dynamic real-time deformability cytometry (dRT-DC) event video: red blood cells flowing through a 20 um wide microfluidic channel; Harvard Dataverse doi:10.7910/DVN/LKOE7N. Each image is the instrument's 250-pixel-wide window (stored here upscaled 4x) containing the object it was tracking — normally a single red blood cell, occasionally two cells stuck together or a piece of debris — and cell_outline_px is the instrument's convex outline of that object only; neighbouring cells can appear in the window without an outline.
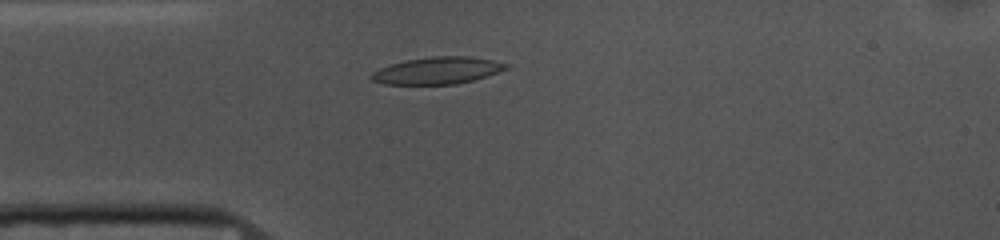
{"species": "common noctule bat (a hibernating species)", "species_latin": "Nyctalus noctula", "temperature_condition": "cold", "stored_images_in_passage": 41, "camera_frame_rate_fps": 3000, "um_per_image_px": 0.085, "animal": {"sex": "female", "body_mass_g": 10.0, "forearm_length_mm": 53.1}, "frame": {"image": 1, "passage_image": 1, "time_ms": 0.0, "image_size_px": [1000, 240], "cell_outline_px": [[512, 68], [472, 80], [456, 84], [384, 84], [372, 80], [368, 76], [372, 72], [380, 68], [404, 60], [432, 56], [472, 56], [512, 64]], "centroid_in_image_um": [37.23, 5.98], "position_along_channel_um": 47.8, "area_um2": 21.39}}
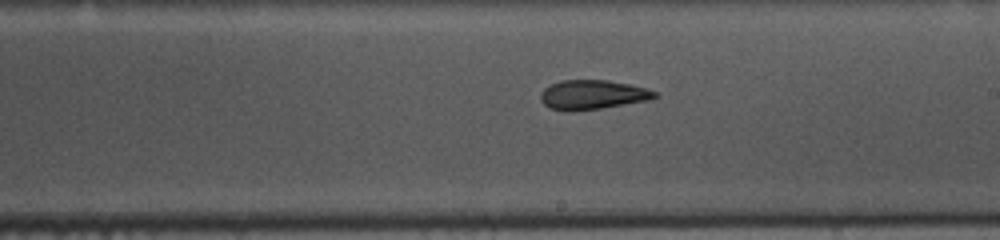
{"frame": {"image": 2, "passage_image": 17, "time_ms": 5.333, "image_size_px": [1000, 240], "cell_outline_px": [[660, 96], [652, 100], [600, 108], [568, 112], [564, 112], [548, 108], [540, 100], [540, 92], [544, 88], [560, 80], [608, 80], [632, 84], [648, 88], [656, 92]], "centroid_in_image_um": [50.38, 8.06], "position_along_channel_um": 238.6, "area_um2": 20.0}}
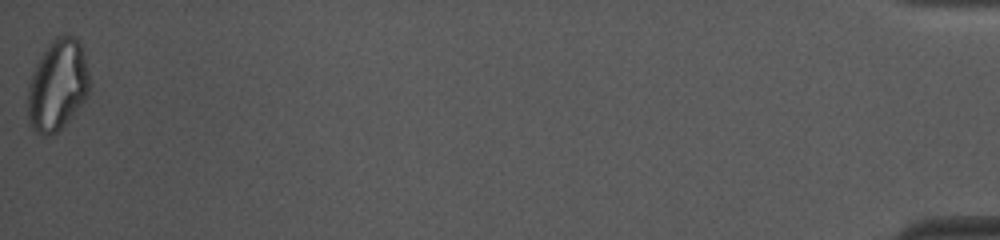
{"frame": {"image": 3, "passage_image": 41, "time_ms": 13.333, "image_size_px": [1000, 240], "cell_outline_px": [[88, 92], [84, 100], [68, 120], [56, 132], [48, 136], [44, 136], [36, 132], [28, 124], [28, 84], [32, 72], [36, 64], [48, 44], [56, 36], [76, 36], [80, 44], [84, 56], [88, 72]], "centroid_in_image_um": [4.85, 7.25], "position_along_channel_um": 430.3, "area_um2": 32.37}, "authors_computed_cell_mechanics": {"area_um2": 20.2878, "velocity_mm_per_s": 3.7033, "shape_relaxation_time_tau1_ms": 5.1749, "shape_relaxation_time_tau2_ms": 2.4552, "deformation_change_tau1": 0.1497, "deformation_change_tau2": 0.0961}}